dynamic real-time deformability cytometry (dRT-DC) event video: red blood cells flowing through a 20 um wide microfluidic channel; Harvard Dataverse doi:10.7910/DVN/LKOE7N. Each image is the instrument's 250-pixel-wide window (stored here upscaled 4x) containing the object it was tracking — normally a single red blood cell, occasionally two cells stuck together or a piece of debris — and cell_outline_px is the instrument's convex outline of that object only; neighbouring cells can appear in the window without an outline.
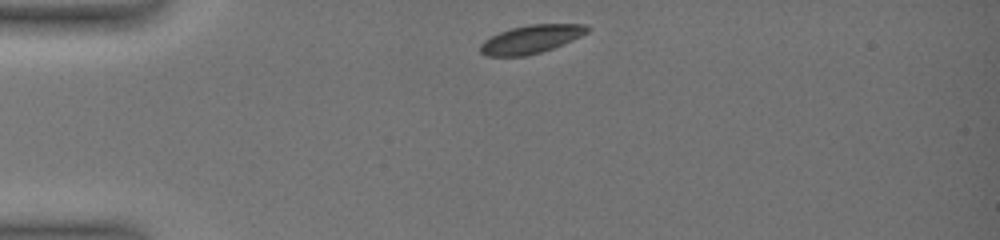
{"species": "common noctule bat (a hibernating species)", "species_latin": "Nyctalus noctula", "temperature_condition": "warm", "stored_images_in_passage": 25, "camera_frame_rate_fps": 3000, "um_per_image_px": 0.085, "animal": {"sex": "female", "body_mass_g": 19.0, "forearm_length_mm": 51.5}, "frame": {"image": 1, "passage_image": 1, "time_ms": 0.0, "image_size_px": [1000, 240], "cell_outline_px": [[592, 28], [588, 32], [572, 40], [552, 48], [540, 52], [524, 56], [484, 56], [480, 52], [480, 44], [484, 40], [500, 32], [512, 28], [528, 24], [584, 24]], "centroid_in_image_um": [45.13, 3.33], "position_along_channel_um": 39.9, "area_um2": 17.51}}
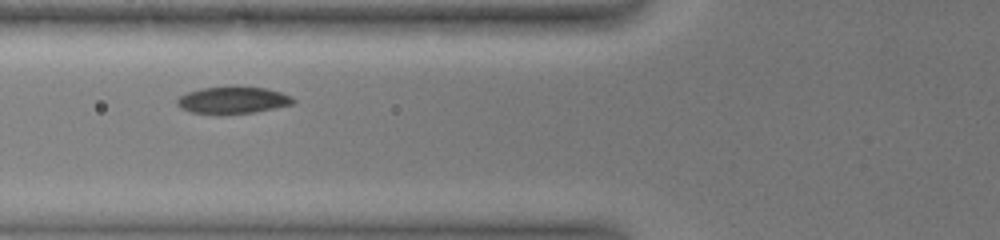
{"frame": {"image": 2, "passage_image": 14, "time_ms": 3.0, "image_size_px": [1000, 240], "cell_outline_px": [[296, 100], [292, 104], [252, 112], [224, 116], [216, 116], [192, 112], [180, 108], [176, 104], [176, 100], [180, 96], [188, 92], [200, 88], [264, 88], [280, 92], [292, 96]], "centroid_in_image_um": [19.73, 8.56], "position_along_channel_um": 106.1, "area_um2": 18.15}}
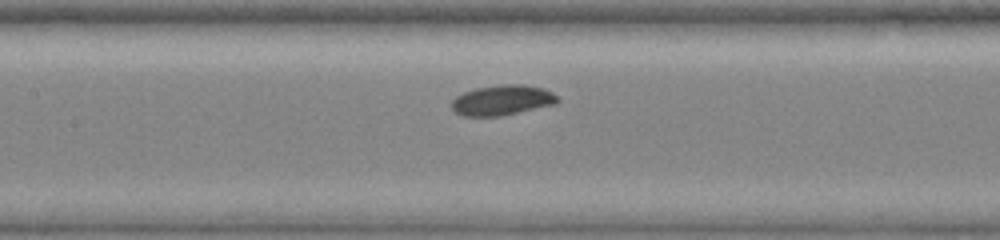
{"frame": {"image": 3, "passage_image": 21, "time_ms": 4.667, "image_size_px": [1000, 240], "cell_outline_px": [[560, 100], [556, 104], [500, 116], [464, 116], [456, 112], [452, 108], [452, 100], [456, 96], [464, 92], [476, 88], [500, 84], [524, 84], [544, 88], [552, 92]], "centroid_in_image_um": [42.71, 8.5], "position_along_channel_um": 164.7, "area_um2": 18.67}}